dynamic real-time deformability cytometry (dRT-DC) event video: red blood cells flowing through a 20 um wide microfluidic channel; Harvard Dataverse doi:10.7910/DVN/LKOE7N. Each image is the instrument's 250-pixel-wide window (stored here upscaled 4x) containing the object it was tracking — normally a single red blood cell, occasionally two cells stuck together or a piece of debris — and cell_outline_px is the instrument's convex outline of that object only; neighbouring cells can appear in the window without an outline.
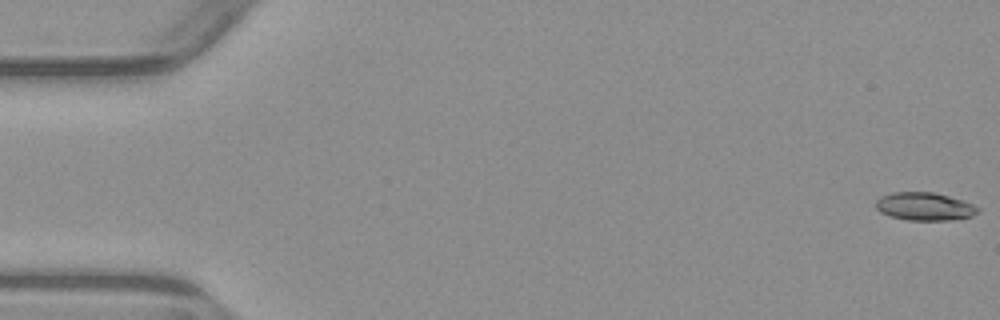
{"species": "common noctule bat (a hibernating species)", "species_latin": "Nyctalus noctula", "temperature_condition": "warm", "stored_images_in_passage": 5, "camera_frame_rate_fps": 3000, "um_per_image_px": 0.085, "animal": {"sex": "male", "body_mass_g": 23.1, "forearm_length_mm": 52.7}, "frame": {"image": 1, "passage_image": 1, "time_ms": 0.0, "image_size_px": [1000, 320], "cell_outline_px": [[980, 212], [972, 216], [948, 220], [908, 220], [892, 216], [880, 212], [876, 208], [876, 200], [880, 196], [892, 192], [932, 192], [964, 200], [980, 208]], "centroid_in_image_um": [78.6, 17.54], "position_along_channel_um": 6.4, "area_um2": 16.65}}
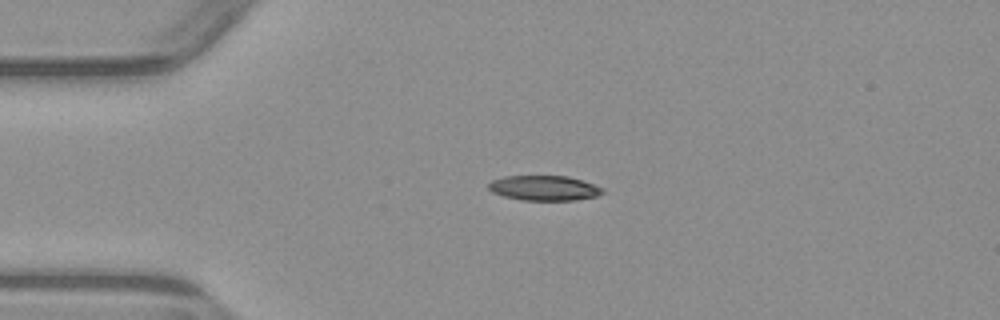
{"frame": {"image": 2, "passage_image": 4, "time_ms": 4.0, "image_size_px": [1000, 320], "cell_outline_px": [[604, 192], [596, 196], [576, 200], [520, 200], [504, 196], [492, 192], [488, 188], [488, 184], [492, 180], [504, 176], [568, 176], [604, 188]], "centroid_in_image_um": [46.23, 15.98], "position_along_channel_um": 38.8, "area_um2": 16.53}}